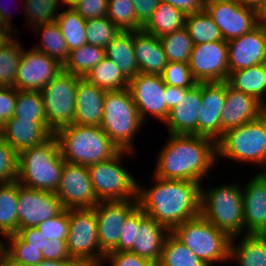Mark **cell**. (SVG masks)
<instances>
[{"label":"cell","mask_w":266,"mask_h":266,"mask_svg":"<svg viewBox=\"0 0 266 266\" xmlns=\"http://www.w3.org/2000/svg\"><path fill=\"white\" fill-rule=\"evenodd\" d=\"M157 154L152 175L162 179L185 180L202 184L218 166L217 142L209 137L168 133Z\"/></svg>","instance_id":"obj_1"},{"label":"cell","mask_w":266,"mask_h":266,"mask_svg":"<svg viewBox=\"0 0 266 266\" xmlns=\"http://www.w3.org/2000/svg\"><path fill=\"white\" fill-rule=\"evenodd\" d=\"M152 176L153 185L149 188L137 182L138 206L149 217L172 231L200 215L202 184Z\"/></svg>","instance_id":"obj_2"},{"label":"cell","mask_w":266,"mask_h":266,"mask_svg":"<svg viewBox=\"0 0 266 266\" xmlns=\"http://www.w3.org/2000/svg\"><path fill=\"white\" fill-rule=\"evenodd\" d=\"M54 135L65 162L90 166L109 160L120 150L100 126L71 124Z\"/></svg>","instance_id":"obj_3"},{"label":"cell","mask_w":266,"mask_h":266,"mask_svg":"<svg viewBox=\"0 0 266 266\" xmlns=\"http://www.w3.org/2000/svg\"><path fill=\"white\" fill-rule=\"evenodd\" d=\"M64 165L59 143L53 134L44 143L18 154L17 181L27 188L55 193Z\"/></svg>","instance_id":"obj_4"},{"label":"cell","mask_w":266,"mask_h":266,"mask_svg":"<svg viewBox=\"0 0 266 266\" xmlns=\"http://www.w3.org/2000/svg\"><path fill=\"white\" fill-rule=\"evenodd\" d=\"M201 185L200 215L230 238L245 235L242 186L228 182L204 188Z\"/></svg>","instance_id":"obj_5"},{"label":"cell","mask_w":266,"mask_h":266,"mask_svg":"<svg viewBox=\"0 0 266 266\" xmlns=\"http://www.w3.org/2000/svg\"><path fill=\"white\" fill-rule=\"evenodd\" d=\"M219 158L259 166V172H266V114L226 130L217 141V161Z\"/></svg>","instance_id":"obj_6"},{"label":"cell","mask_w":266,"mask_h":266,"mask_svg":"<svg viewBox=\"0 0 266 266\" xmlns=\"http://www.w3.org/2000/svg\"><path fill=\"white\" fill-rule=\"evenodd\" d=\"M144 124L128 88L106 92L100 127L119 150L136 154L134 141Z\"/></svg>","instance_id":"obj_7"},{"label":"cell","mask_w":266,"mask_h":266,"mask_svg":"<svg viewBox=\"0 0 266 266\" xmlns=\"http://www.w3.org/2000/svg\"><path fill=\"white\" fill-rule=\"evenodd\" d=\"M171 232L208 266L230 261L231 238L201 215L183 222Z\"/></svg>","instance_id":"obj_8"},{"label":"cell","mask_w":266,"mask_h":266,"mask_svg":"<svg viewBox=\"0 0 266 266\" xmlns=\"http://www.w3.org/2000/svg\"><path fill=\"white\" fill-rule=\"evenodd\" d=\"M135 152L120 150L109 160L87 166L93 190L99 201L137 200V182L123 161L127 154Z\"/></svg>","instance_id":"obj_9"},{"label":"cell","mask_w":266,"mask_h":266,"mask_svg":"<svg viewBox=\"0 0 266 266\" xmlns=\"http://www.w3.org/2000/svg\"><path fill=\"white\" fill-rule=\"evenodd\" d=\"M68 215L67 247L71 258L87 266H103L105 254L99 245L94 208L68 209Z\"/></svg>","instance_id":"obj_10"},{"label":"cell","mask_w":266,"mask_h":266,"mask_svg":"<svg viewBox=\"0 0 266 266\" xmlns=\"http://www.w3.org/2000/svg\"><path fill=\"white\" fill-rule=\"evenodd\" d=\"M78 81L79 77L62 70L40 91L47 125L54 133L73 124Z\"/></svg>","instance_id":"obj_11"},{"label":"cell","mask_w":266,"mask_h":266,"mask_svg":"<svg viewBox=\"0 0 266 266\" xmlns=\"http://www.w3.org/2000/svg\"><path fill=\"white\" fill-rule=\"evenodd\" d=\"M193 78L198 82H222L229 77L227 41L193 45L189 60Z\"/></svg>","instance_id":"obj_12"},{"label":"cell","mask_w":266,"mask_h":266,"mask_svg":"<svg viewBox=\"0 0 266 266\" xmlns=\"http://www.w3.org/2000/svg\"><path fill=\"white\" fill-rule=\"evenodd\" d=\"M128 89L144 123L147 118L150 119L149 116L164 123L170 110L166 104L165 83L162 76L138 73L129 80Z\"/></svg>","instance_id":"obj_13"},{"label":"cell","mask_w":266,"mask_h":266,"mask_svg":"<svg viewBox=\"0 0 266 266\" xmlns=\"http://www.w3.org/2000/svg\"><path fill=\"white\" fill-rule=\"evenodd\" d=\"M64 209L93 208L100 201L93 190L87 166L65 162L55 192Z\"/></svg>","instance_id":"obj_14"},{"label":"cell","mask_w":266,"mask_h":266,"mask_svg":"<svg viewBox=\"0 0 266 266\" xmlns=\"http://www.w3.org/2000/svg\"><path fill=\"white\" fill-rule=\"evenodd\" d=\"M63 65L33 47L23 49L15 88L20 91H41L61 71Z\"/></svg>","instance_id":"obj_15"},{"label":"cell","mask_w":266,"mask_h":266,"mask_svg":"<svg viewBox=\"0 0 266 266\" xmlns=\"http://www.w3.org/2000/svg\"><path fill=\"white\" fill-rule=\"evenodd\" d=\"M137 207V200L100 201L93 207L97 218L99 245L105 255L118 246L123 223Z\"/></svg>","instance_id":"obj_16"},{"label":"cell","mask_w":266,"mask_h":266,"mask_svg":"<svg viewBox=\"0 0 266 266\" xmlns=\"http://www.w3.org/2000/svg\"><path fill=\"white\" fill-rule=\"evenodd\" d=\"M205 10L220 29L225 41L242 36L261 22L256 10L242 6L236 0L208 4Z\"/></svg>","instance_id":"obj_17"},{"label":"cell","mask_w":266,"mask_h":266,"mask_svg":"<svg viewBox=\"0 0 266 266\" xmlns=\"http://www.w3.org/2000/svg\"><path fill=\"white\" fill-rule=\"evenodd\" d=\"M63 209L60 199L54 192L27 188L18 182L19 229L36 227L58 215Z\"/></svg>","instance_id":"obj_18"},{"label":"cell","mask_w":266,"mask_h":266,"mask_svg":"<svg viewBox=\"0 0 266 266\" xmlns=\"http://www.w3.org/2000/svg\"><path fill=\"white\" fill-rule=\"evenodd\" d=\"M229 74L266 61V27L260 22L251 31L227 41Z\"/></svg>","instance_id":"obj_19"},{"label":"cell","mask_w":266,"mask_h":266,"mask_svg":"<svg viewBox=\"0 0 266 266\" xmlns=\"http://www.w3.org/2000/svg\"><path fill=\"white\" fill-rule=\"evenodd\" d=\"M250 176L242 187L244 231L262 235L266 231V172Z\"/></svg>","instance_id":"obj_20"},{"label":"cell","mask_w":266,"mask_h":266,"mask_svg":"<svg viewBox=\"0 0 266 266\" xmlns=\"http://www.w3.org/2000/svg\"><path fill=\"white\" fill-rule=\"evenodd\" d=\"M202 106L198 116V135L216 142L221 138V114L224 108L225 81L201 82Z\"/></svg>","instance_id":"obj_21"},{"label":"cell","mask_w":266,"mask_h":266,"mask_svg":"<svg viewBox=\"0 0 266 266\" xmlns=\"http://www.w3.org/2000/svg\"><path fill=\"white\" fill-rule=\"evenodd\" d=\"M225 96L221 114V137L226 130L253 121L264 113V106L258 100L234 89L227 81H225Z\"/></svg>","instance_id":"obj_22"},{"label":"cell","mask_w":266,"mask_h":266,"mask_svg":"<svg viewBox=\"0 0 266 266\" xmlns=\"http://www.w3.org/2000/svg\"><path fill=\"white\" fill-rule=\"evenodd\" d=\"M202 106L201 82L181 94L177 106L169 111L164 124L170 134L198 135V116Z\"/></svg>","instance_id":"obj_23"},{"label":"cell","mask_w":266,"mask_h":266,"mask_svg":"<svg viewBox=\"0 0 266 266\" xmlns=\"http://www.w3.org/2000/svg\"><path fill=\"white\" fill-rule=\"evenodd\" d=\"M54 132L47 121L17 120L12 117L0 128L2 138L18 154L28 148L47 141Z\"/></svg>","instance_id":"obj_24"},{"label":"cell","mask_w":266,"mask_h":266,"mask_svg":"<svg viewBox=\"0 0 266 266\" xmlns=\"http://www.w3.org/2000/svg\"><path fill=\"white\" fill-rule=\"evenodd\" d=\"M171 231L149 217L139 207V227H136L135 242L130 252L158 263L164 241Z\"/></svg>","instance_id":"obj_25"},{"label":"cell","mask_w":266,"mask_h":266,"mask_svg":"<svg viewBox=\"0 0 266 266\" xmlns=\"http://www.w3.org/2000/svg\"><path fill=\"white\" fill-rule=\"evenodd\" d=\"M106 92L107 90L79 77L73 124L100 126Z\"/></svg>","instance_id":"obj_26"},{"label":"cell","mask_w":266,"mask_h":266,"mask_svg":"<svg viewBox=\"0 0 266 266\" xmlns=\"http://www.w3.org/2000/svg\"><path fill=\"white\" fill-rule=\"evenodd\" d=\"M132 40L140 73L161 76L168 60L159 38L141 29L132 31Z\"/></svg>","instance_id":"obj_27"},{"label":"cell","mask_w":266,"mask_h":266,"mask_svg":"<svg viewBox=\"0 0 266 266\" xmlns=\"http://www.w3.org/2000/svg\"><path fill=\"white\" fill-rule=\"evenodd\" d=\"M229 260L238 266H266V238L258 234L231 238Z\"/></svg>","instance_id":"obj_28"},{"label":"cell","mask_w":266,"mask_h":266,"mask_svg":"<svg viewBox=\"0 0 266 266\" xmlns=\"http://www.w3.org/2000/svg\"><path fill=\"white\" fill-rule=\"evenodd\" d=\"M227 83L234 89L253 96L264 107L266 106L265 63L231 72Z\"/></svg>","instance_id":"obj_29"},{"label":"cell","mask_w":266,"mask_h":266,"mask_svg":"<svg viewBox=\"0 0 266 266\" xmlns=\"http://www.w3.org/2000/svg\"><path fill=\"white\" fill-rule=\"evenodd\" d=\"M0 241V256L3 266H29L40 264L44 258L38 247L28 246L16 233Z\"/></svg>","instance_id":"obj_30"},{"label":"cell","mask_w":266,"mask_h":266,"mask_svg":"<svg viewBox=\"0 0 266 266\" xmlns=\"http://www.w3.org/2000/svg\"><path fill=\"white\" fill-rule=\"evenodd\" d=\"M105 56L130 80L140 69L134 54L132 31H120L105 48Z\"/></svg>","instance_id":"obj_31"},{"label":"cell","mask_w":266,"mask_h":266,"mask_svg":"<svg viewBox=\"0 0 266 266\" xmlns=\"http://www.w3.org/2000/svg\"><path fill=\"white\" fill-rule=\"evenodd\" d=\"M186 14L176 7L160 1L143 30L158 38L185 26Z\"/></svg>","instance_id":"obj_32"},{"label":"cell","mask_w":266,"mask_h":266,"mask_svg":"<svg viewBox=\"0 0 266 266\" xmlns=\"http://www.w3.org/2000/svg\"><path fill=\"white\" fill-rule=\"evenodd\" d=\"M19 229L18 181L0 184V235L14 234ZM1 241V236H0Z\"/></svg>","instance_id":"obj_33"},{"label":"cell","mask_w":266,"mask_h":266,"mask_svg":"<svg viewBox=\"0 0 266 266\" xmlns=\"http://www.w3.org/2000/svg\"><path fill=\"white\" fill-rule=\"evenodd\" d=\"M35 30V31H34ZM35 35L40 33V44L33 46L34 49L43 52L52 59L57 60L60 64H64L68 60L69 50L65 39L61 33L59 25L56 23L42 24L33 29Z\"/></svg>","instance_id":"obj_34"},{"label":"cell","mask_w":266,"mask_h":266,"mask_svg":"<svg viewBox=\"0 0 266 266\" xmlns=\"http://www.w3.org/2000/svg\"><path fill=\"white\" fill-rule=\"evenodd\" d=\"M84 78L107 91L122 90L129 87V79L106 56Z\"/></svg>","instance_id":"obj_35"},{"label":"cell","mask_w":266,"mask_h":266,"mask_svg":"<svg viewBox=\"0 0 266 266\" xmlns=\"http://www.w3.org/2000/svg\"><path fill=\"white\" fill-rule=\"evenodd\" d=\"M105 57V48L85 44L69 52L63 70L77 77L84 78L87 73Z\"/></svg>","instance_id":"obj_36"},{"label":"cell","mask_w":266,"mask_h":266,"mask_svg":"<svg viewBox=\"0 0 266 266\" xmlns=\"http://www.w3.org/2000/svg\"><path fill=\"white\" fill-rule=\"evenodd\" d=\"M157 266H208L187 248L172 232L163 245Z\"/></svg>","instance_id":"obj_37"},{"label":"cell","mask_w":266,"mask_h":266,"mask_svg":"<svg viewBox=\"0 0 266 266\" xmlns=\"http://www.w3.org/2000/svg\"><path fill=\"white\" fill-rule=\"evenodd\" d=\"M55 21L60 27L69 52L87 44L86 20L73 8H66V10L60 11Z\"/></svg>","instance_id":"obj_38"},{"label":"cell","mask_w":266,"mask_h":266,"mask_svg":"<svg viewBox=\"0 0 266 266\" xmlns=\"http://www.w3.org/2000/svg\"><path fill=\"white\" fill-rule=\"evenodd\" d=\"M24 46L16 36L0 46V87H14L17 69Z\"/></svg>","instance_id":"obj_39"},{"label":"cell","mask_w":266,"mask_h":266,"mask_svg":"<svg viewBox=\"0 0 266 266\" xmlns=\"http://www.w3.org/2000/svg\"><path fill=\"white\" fill-rule=\"evenodd\" d=\"M185 27L193 45L224 40L220 29L206 10L187 14Z\"/></svg>","instance_id":"obj_40"},{"label":"cell","mask_w":266,"mask_h":266,"mask_svg":"<svg viewBox=\"0 0 266 266\" xmlns=\"http://www.w3.org/2000/svg\"><path fill=\"white\" fill-rule=\"evenodd\" d=\"M159 40L168 62L189 63L193 42L185 26L159 37Z\"/></svg>","instance_id":"obj_41"},{"label":"cell","mask_w":266,"mask_h":266,"mask_svg":"<svg viewBox=\"0 0 266 266\" xmlns=\"http://www.w3.org/2000/svg\"><path fill=\"white\" fill-rule=\"evenodd\" d=\"M24 17L26 26L34 29L42 24H51L59 14V0H24ZM59 9V10H58Z\"/></svg>","instance_id":"obj_42"},{"label":"cell","mask_w":266,"mask_h":266,"mask_svg":"<svg viewBox=\"0 0 266 266\" xmlns=\"http://www.w3.org/2000/svg\"><path fill=\"white\" fill-rule=\"evenodd\" d=\"M13 117L17 120L47 121L40 91L17 90Z\"/></svg>","instance_id":"obj_43"},{"label":"cell","mask_w":266,"mask_h":266,"mask_svg":"<svg viewBox=\"0 0 266 266\" xmlns=\"http://www.w3.org/2000/svg\"><path fill=\"white\" fill-rule=\"evenodd\" d=\"M107 17L122 31H137L143 28L137 21L134 4L131 0H108Z\"/></svg>","instance_id":"obj_44"},{"label":"cell","mask_w":266,"mask_h":266,"mask_svg":"<svg viewBox=\"0 0 266 266\" xmlns=\"http://www.w3.org/2000/svg\"><path fill=\"white\" fill-rule=\"evenodd\" d=\"M121 29L112 23L108 17L86 20V42L106 48Z\"/></svg>","instance_id":"obj_45"},{"label":"cell","mask_w":266,"mask_h":266,"mask_svg":"<svg viewBox=\"0 0 266 266\" xmlns=\"http://www.w3.org/2000/svg\"><path fill=\"white\" fill-rule=\"evenodd\" d=\"M161 76L165 84L175 87L193 88L198 83L188 63L168 62Z\"/></svg>","instance_id":"obj_46"},{"label":"cell","mask_w":266,"mask_h":266,"mask_svg":"<svg viewBox=\"0 0 266 266\" xmlns=\"http://www.w3.org/2000/svg\"><path fill=\"white\" fill-rule=\"evenodd\" d=\"M18 153L0 135V184L17 181Z\"/></svg>","instance_id":"obj_47"},{"label":"cell","mask_w":266,"mask_h":266,"mask_svg":"<svg viewBox=\"0 0 266 266\" xmlns=\"http://www.w3.org/2000/svg\"><path fill=\"white\" fill-rule=\"evenodd\" d=\"M36 228L48 240H67L69 233L68 209H63L58 215L41 222Z\"/></svg>","instance_id":"obj_48"},{"label":"cell","mask_w":266,"mask_h":266,"mask_svg":"<svg viewBox=\"0 0 266 266\" xmlns=\"http://www.w3.org/2000/svg\"><path fill=\"white\" fill-rule=\"evenodd\" d=\"M136 227H139V206L126 218L118 246L111 252L130 251L134 246Z\"/></svg>","instance_id":"obj_49"},{"label":"cell","mask_w":266,"mask_h":266,"mask_svg":"<svg viewBox=\"0 0 266 266\" xmlns=\"http://www.w3.org/2000/svg\"><path fill=\"white\" fill-rule=\"evenodd\" d=\"M104 264H110L111 266H157L153 261L130 251L109 252L105 255Z\"/></svg>","instance_id":"obj_50"},{"label":"cell","mask_w":266,"mask_h":266,"mask_svg":"<svg viewBox=\"0 0 266 266\" xmlns=\"http://www.w3.org/2000/svg\"><path fill=\"white\" fill-rule=\"evenodd\" d=\"M72 8L85 20L107 17L108 0H78Z\"/></svg>","instance_id":"obj_51"},{"label":"cell","mask_w":266,"mask_h":266,"mask_svg":"<svg viewBox=\"0 0 266 266\" xmlns=\"http://www.w3.org/2000/svg\"><path fill=\"white\" fill-rule=\"evenodd\" d=\"M16 100V88L0 87V128L13 117Z\"/></svg>","instance_id":"obj_52"},{"label":"cell","mask_w":266,"mask_h":266,"mask_svg":"<svg viewBox=\"0 0 266 266\" xmlns=\"http://www.w3.org/2000/svg\"><path fill=\"white\" fill-rule=\"evenodd\" d=\"M44 260H67L72 259L68 247L67 240H49L42 250Z\"/></svg>","instance_id":"obj_53"},{"label":"cell","mask_w":266,"mask_h":266,"mask_svg":"<svg viewBox=\"0 0 266 266\" xmlns=\"http://www.w3.org/2000/svg\"><path fill=\"white\" fill-rule=\"evenodd\" d=\"M16 234L28 244V246L38 247L39 250H45L48 239L36 228L28 227L18 229Z\"/></svg>","instance_id":"obj_54"},{"label":"cell","mask_w":266,"mask_h":266,"mask_svg":"<svg viewBox=\"0 0 266 266\" xmlns=\"http://www.w3.org/2000/svg\"><path fill=\"white\" fill-rule=\"evenodd\" d=\"M134 4L137 21L144 26L158 7L160 0H131Z\"/></svg>","instance_id":"obj_55"},{"label":"cell","mask_w":266,"mask_h":266,"mask_svg":"<svg viewBox=\"0 0 266 266\" xmlns=\"http://www.w3.org/2000/svg\"><path fill=\"white\" fill-rule=\"evenodd\" d=\"M182 10L186 15L205 10L203 0H160Z\"/></svg>","instance_id":"obj_56"},{"label":"cell","mask_w":266,"mask_h":266,"mask_svg":"<svg viewBox=\"0 0 266 266\" xmlns=\"http://www.w3.org/2000/svg\"><path fill=\"white\" fill-rule=\"evenodd\" d=\"M190 88L175 87L165 84L166 104L167 108L171 110L177 106L181 98V94H186Z\"/></svg>","instance_id":"obj_57"},{"label":"cell","mask_w":266,"mask_h":266,"mask_svg":"<svg viewBox=\"0 0 266 266\" xmlns=\"http://www.w3.org/2000/svg\"><path fill=\"white\" fill-rule=\"evenodd\" d=\"M43 266H87L83 262L76 259L67 260H43L41 262Z\"/></svg>","instance_id":"obj_58"},{"label":"cell","mask_w":266,"mask_h":266,"mask_svg":"<svg viewBox=\"0 0 266 266\" xmlns=\"http://www.w3.org/2000/svg\"><path fill=\"white\" fill-rule=\"evenodd\" d=\"M240 5L252 8L259 14L262 12L266 5V0H236Z\"/></svg>","instance_id":"obj_59"},{"label":"cell","mask_w":266,"mask_h":266,"mask_svg":"<svg viewBox=\"0 0 266 266\" xmlns=\"http://www.w3.org/2000/svg\"><path fill=\"white\" fill-rule=\"evenodd\" d=\"M5 2V1H4ZM6 5V6H5ZM12 11V10H11ZM8 5L6 4V2L3 4V1L0 0V15L2 16V18L4 19L5 23L7 24V26L13 30L14 29V23L12 21V14L11 13ZM13 25V26H12Z\"/></svg>","instance_id":"obj_60"},{"label":"cell","mask_w":266,"mask_h":266,"mask_svg":"<svg viewBox=\"0 0 266 266\" xmlns=\"http://www.w3.org/2000/svg\"><path fill=\"white\" fill-rule=\"evenodd\" d=\"M17 31L11 30L7 24L5 23L4 19L0 15V34L4 36L6 39H10L14 37Z\"/></svg>","instance_id":"obj_61"},{"label":"cell","mask_w":266,"mask_h":266,"mask_svg":"<svg viewBox=\"0 0 266 266\" xmlns=\"http://www.w3.org/2000/svg\"><path fill=\"white\" fill-rule=\"evenodd\" d=\"M78 0H59L61 6L65 7V5L67 6L66 8H72Z\"/></svg>","instance_id":"obj_62"},{"label":"cell","mask_w":266,"mask_h":266,"mask_svg":"<svg viewBox=\"0 0 266 266\" xmlns=\"http://www.w3.org/2000/svg\"><path fill=\"white\" fill-rule=\"evenodd\" d=\"M229 1H232V0H203V3L206 6L208 4H213L216 2H229Z\"/></svg>","instance_id":"obj_63"},{"label":"cell","mask_w":266,"mask_h":266,"mask_svg":"<svg viewBox=\"0 0 266 266\" xmlns=\"http://www.w3.org/2000/svg\"><path fill=\"white\" fill-rule=\"evenodd\" d=\"M260 21H266V5L262 12L260 13Z\"/></svg>","instance_id":"obj_64"},{"label":"cell","mask_w":266,"mask_h":266,"mask_svg":"<svg viewBox=\"0 0 266 266\" xmlns=\"http://www.w3.org/2000/svg\"><path fill=\"white\" fill-rule=\"evenodd\" d=\"M5 40L6 38L0 34V46L3 44Z\"/></svg>","instance_id":"obj_65"},{"label":"cell","mask_w":266,"mask_h":266,"mask_svg":"<svg viewBox=\"0 0 266 266\" xmlns=\"http://www.w3.org/2000/svg\"><path fill=\"white\" fill-rule=\"evenodd\" d=\"M0 266H3L2 258L0 256Z\"/></svg>","instance_id":"obj_66"},{"label":"cell","mask_w":266,"mask_h":266,"mask_svg":"<svg viewBox=\"0 0 266 266\" xmlns=\"http://www.w3.org/2000/svg\"><path fill=\"white\" fill-rule=\"evenodd\" d=\"M29 266H43L41 263L36 265H29Z\"/></svg>","instance_id":"obj_67"},{"label":"cell","mask_w":266,"mask_h":266,"mask_svg":"<svg viewBox=\"0 0 266 266\" xmlns=\"http://www.w3.org/2000/svg\"><path fill=\"white\" fill-rule=\"evenodd\" d=\"M261 22H263L264 26L266 27V21H261Z\"/></svg>","instance_id":"obj_68"},{"label":"cell","mask_w":266,"mask_h":266,"mask_svg":"<svg viewBox=\"0 0 266 266\" xmlns=\"http://www.w3.org/2000/svg\"><path fill=\"white\" fill-rule=\"evenodd\" d=\"M262 235L266 238V231Z\"/></svg>","instance_id":"obj_69"}]
</instances>
